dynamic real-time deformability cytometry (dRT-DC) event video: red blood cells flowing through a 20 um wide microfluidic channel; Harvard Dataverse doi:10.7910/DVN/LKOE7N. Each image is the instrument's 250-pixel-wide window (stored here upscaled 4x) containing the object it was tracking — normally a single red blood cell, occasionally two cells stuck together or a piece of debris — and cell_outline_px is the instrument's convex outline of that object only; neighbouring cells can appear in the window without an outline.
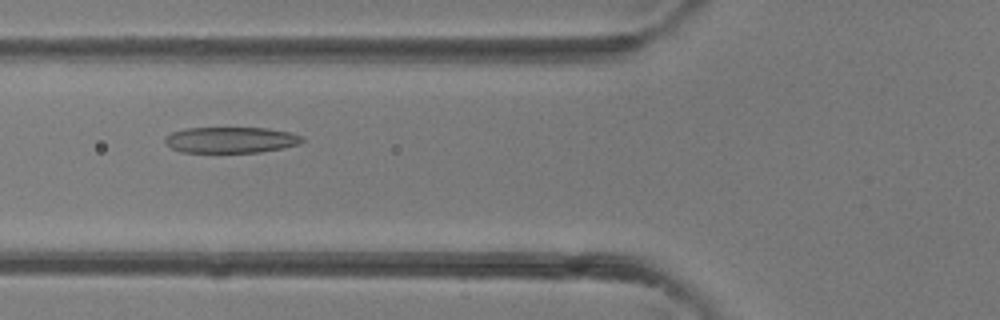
{"species": "common noctule bat (a hibernating species)", "species_latin": "Nyctalus noctula", "temperature_condition": "room temperature", "stored_images_in_passage": 42, "camera_frame_rate_fps": 3000, "um_per_image_px": 0.085, "animal": {"sex": "female"}, "frame": {"image": 1, "passage_image": 16, "time_ms": 5.0, "image_size_px": [1000, 320], "cell_outline_px": [[304, 140], [300, 144], [260, 152], [180, 152], [172, 148], [164, 140], [164, 136], [172, 132], [184, 128], [268, 128], [288, 132], [304, 136]], "centroid_in_image_um": [19.62, 11.89], "position_along_channel_um": 106.2, "area_um2": 20.75}}
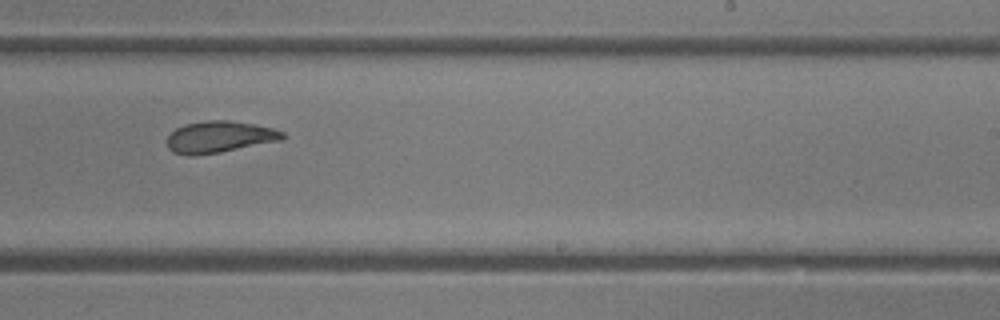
{"frame": {"image": 2, "passage_image": 26, "time_ms": 8.333, "image_size_px": [1000, 320], "cell_outline_px": [[288, 136], [284, 140], [220, 152], [196, 156], [188, 156], [172, 152], [168, 148], [168, 136], [176, 128], [184, 124], [208, 120], [228, 120], [256, 124], [272, 128], [284, 132]], "centroid_in_image_um": [18.69, 11.64], "position_along_channel_um": 270.3, "area_um2": 21.56}}
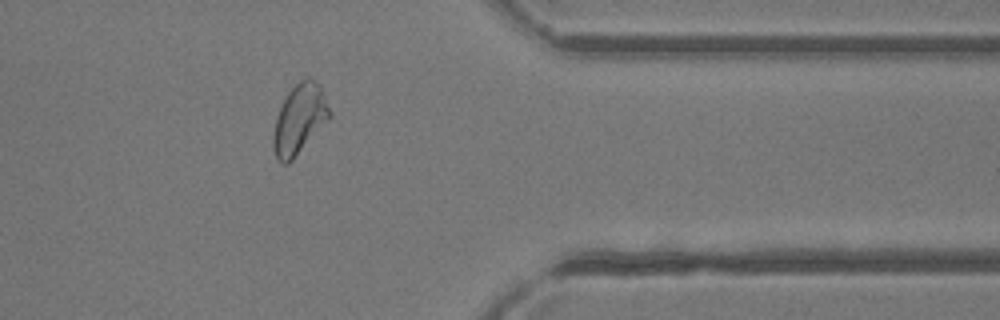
{"frame": {"image": 3, "passage_image": 34, "time_ms": 11.0, "image_size_px": [1000, 320], "cell_outline_px": [[332, 116], [292, 160], [288, 164], [280, 164], [276, 156], [272, 144], [272, 136], [276, 116], [288, 92], [300, 80], [308, 76], [316, 80], [320, 84], [332, 112]], "centroid_in_image_um": [25.46, 10.11], "position_along_channel_um": 385.9, "area_um2": 23.0}}